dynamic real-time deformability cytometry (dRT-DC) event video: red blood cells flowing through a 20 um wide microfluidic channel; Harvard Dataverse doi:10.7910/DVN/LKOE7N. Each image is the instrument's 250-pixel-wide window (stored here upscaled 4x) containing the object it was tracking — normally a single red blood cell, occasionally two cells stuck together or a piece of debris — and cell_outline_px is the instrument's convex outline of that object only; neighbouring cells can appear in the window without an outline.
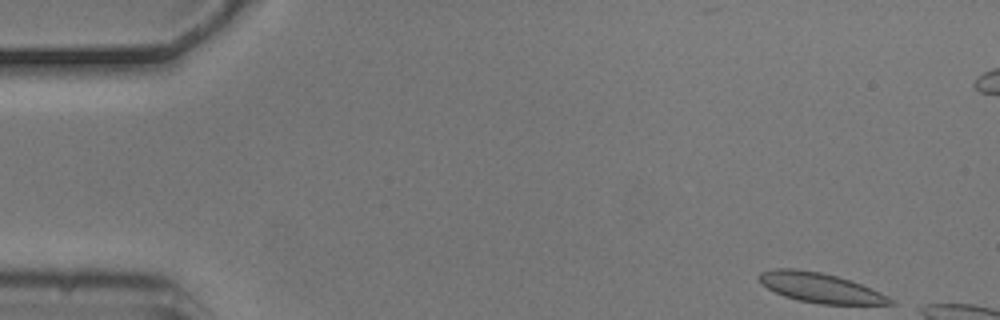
{"species": "common noctule bat (a hibernating species)", "species_latin": "Nyctalus noctula", "temperature_condition": "cold", "stored_images_in_passage": 3, "camera_frame_rate_fps": 3000, "um_per_image_px": 0.085, "animal": {"sex": "male", "body_mass_g": 20.5, "forearm_length_mm": 52.5}, "frame": {"image": 1, "passage_image": 1, "time_ms": 0.0, "image_size_px": [1000, 320], "cell_outline_px": [[896, 304], [820, 304], [796, 300], [784, 296], [760, 284], [760, 272], [776, 268], [796, 268], [820, 272], [852, 280], [872, 288], [888, 296]], "centroid_in_image_um": [69.72, 24.45], "position_along_channel_um": 15.3, "area_um2": 22.72}}